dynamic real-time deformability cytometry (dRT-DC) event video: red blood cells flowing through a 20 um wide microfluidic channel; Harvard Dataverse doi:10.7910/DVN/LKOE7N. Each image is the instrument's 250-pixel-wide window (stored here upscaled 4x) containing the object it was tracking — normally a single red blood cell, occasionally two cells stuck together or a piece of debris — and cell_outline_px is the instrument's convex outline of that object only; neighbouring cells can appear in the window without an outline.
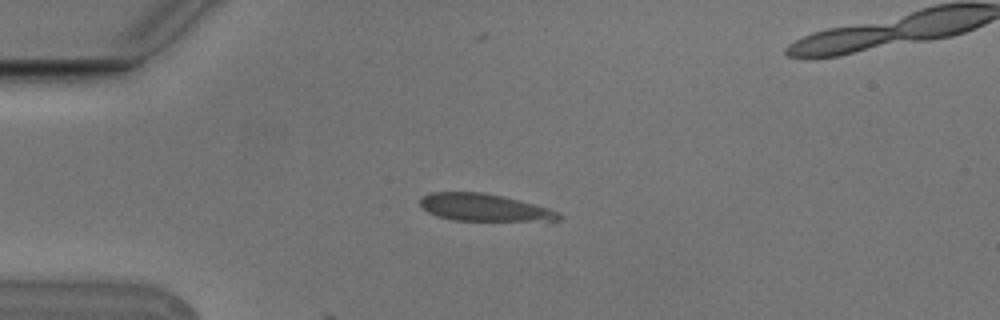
{"species": "Egyptian fruit bat (a non-hibernating species)", "species_latin": "Rousettus aegyptiacus", "temperature_condition": "cold", "stored_images_in_passage": 6, "camera_frame_rate_fps": 3000, "um_per_image_px": 0.085, "animal": {"sex": "male"}, "frame": {"image": 1, "passage_image": 4, "time_ms": 1.0, "image_size_px": [1000, 320], "cell_outline_px": [[564, 216], [560, 220], [552, 224], [452, 220], [436, 216], [428, 212], [420, 204], [420, 200], [424, 196], [432, 192], [480, 192], [504, 196], [548, 208], [560, 212]], "centroid_in_image_um": [41.37, 17.71], "position_along_channel_um": 43.6, "area_um2": 23.35}}